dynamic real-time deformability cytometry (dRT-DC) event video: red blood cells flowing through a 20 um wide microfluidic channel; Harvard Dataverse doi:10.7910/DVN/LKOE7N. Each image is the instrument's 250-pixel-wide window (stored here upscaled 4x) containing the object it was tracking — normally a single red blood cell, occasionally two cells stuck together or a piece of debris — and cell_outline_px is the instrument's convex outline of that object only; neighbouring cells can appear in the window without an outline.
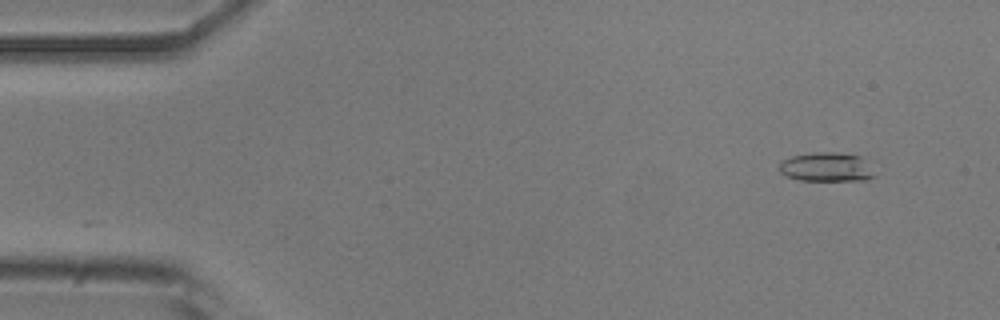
{"species": "common noctule bat (a hibernating species)", "species_latin": "Nyctalus noctula", "temperature_condition": "room temperature", "stored_images_in_passage": 2, "camera_frame_rate_fps": 3000, "um_per_image_px": 0.085, "animal": {"sex": "male", "body_mass_g": 20.5, "forearm_length_mm": 52.5}, "frame": {"image": 1, "passage_image": 2, "time_ms": 0.333, "image_size_px": [1000, 320], "cell_outline_px": [[876, 176], [864, 180], [800, 180], [788, 176], [780, 172], [780, 160], [792, 156], [812, 152], [840, 152], [860, 156]], "centroid_in_image_um": [70.22, 14.19], "position_along_channel_um": 14.8, "area_um2": 16.01}}